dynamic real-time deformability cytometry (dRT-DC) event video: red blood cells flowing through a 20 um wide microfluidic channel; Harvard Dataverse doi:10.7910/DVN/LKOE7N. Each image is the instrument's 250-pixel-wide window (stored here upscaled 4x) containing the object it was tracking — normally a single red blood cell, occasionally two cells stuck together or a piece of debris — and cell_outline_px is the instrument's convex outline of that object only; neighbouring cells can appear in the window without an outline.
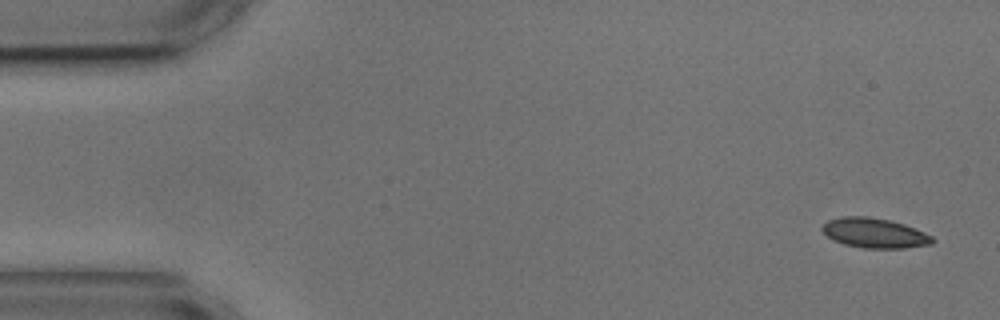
{"species": "common noctule bat (a hibernating species)", "species_latin": "Nyctalus noctula", "temperature_condition": "cold", "stored_images_in_passage": 6, "camera_frame_rate_fps": 3000, "um_per_image_px": 0.085, "animal": {"sex": "male", "body_mass_g": 17.9, "forearm_length_mm": 54.2}, "frame": {"image": 1, "passage_image": 1, "time_ms": 0.0, "image_size_px": [1000, 320], "cell_outline_px": [[936, 240], [932, 244], [904, 248], [864, 248], [844, 244], [832, 240], [820, 228], [828, 220], [844, 216], [868, 216], [888, 220], [904, 224], [916, 228], [932, 236]], "centroid_in_image_um": [74.35, 19.81], "position_along_channel_um": 10.6, "area_um2": 19.19}}
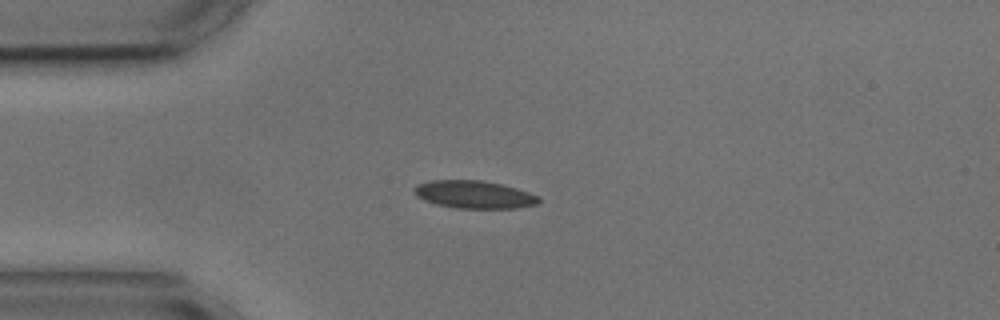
{"frame": {"image": 2, "passage_image": 4, "time_ms": 3.667, "image_size_px": [1000, 320], "cell_outline_px": [[540, 200], [536, 204], [516, 208], [456, 208], [436, 204], [424, 200], [416, 196], [412, 192], [412, 188], [416, 184], [428, 180], [480, 180], [500, 184], [516, 188], [540, 196]], "centroid_in_image_um": [40.24, 16.53], "position_along_channel_um": 44.8, "area_um2": 20.23}}